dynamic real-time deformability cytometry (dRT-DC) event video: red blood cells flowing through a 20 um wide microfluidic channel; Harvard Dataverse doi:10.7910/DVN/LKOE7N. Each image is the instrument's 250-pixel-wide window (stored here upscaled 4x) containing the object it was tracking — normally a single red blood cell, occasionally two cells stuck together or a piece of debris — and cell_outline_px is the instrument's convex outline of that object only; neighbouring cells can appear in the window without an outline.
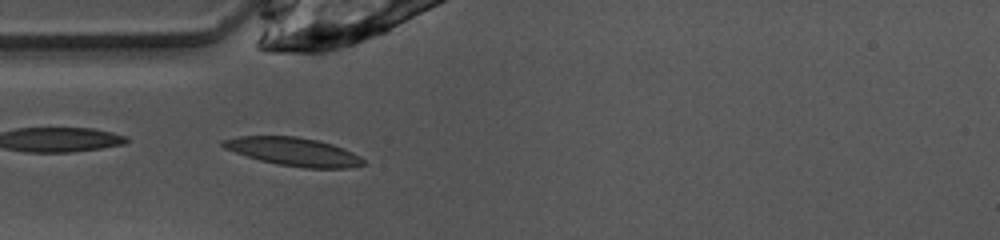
{"species": "common noctule bat (a hibernating species)", "species_latin": "Nyctalus noctula", "temperature_condition": "warm", "stored_images_in_passage": 15, "camera_frame_rate_fps": 3000, "um_per_image_px": 0.085, "animal": {"sex": "female", "body_mass_g": 10.0, "forearm_length_mm": 53.1}, "frame": {"image": 1, "passage_image": 10, "time_ms": 3.0, "image_size_px": [1000, 240], "cell_outline_px": [[364, 164], [348, 168], [304, 168], [276, 164], [260, 160], [224, 148], [220, 144], [220, 140], [236, 136], [296, 136], [316, 140], [332, 144], [344, 148], [360, 156], [364, 160]], "centroid_in_image_um": [24.93, 12.89], "position_along_channel_um": 60.1, "area_um2": 23.12}}